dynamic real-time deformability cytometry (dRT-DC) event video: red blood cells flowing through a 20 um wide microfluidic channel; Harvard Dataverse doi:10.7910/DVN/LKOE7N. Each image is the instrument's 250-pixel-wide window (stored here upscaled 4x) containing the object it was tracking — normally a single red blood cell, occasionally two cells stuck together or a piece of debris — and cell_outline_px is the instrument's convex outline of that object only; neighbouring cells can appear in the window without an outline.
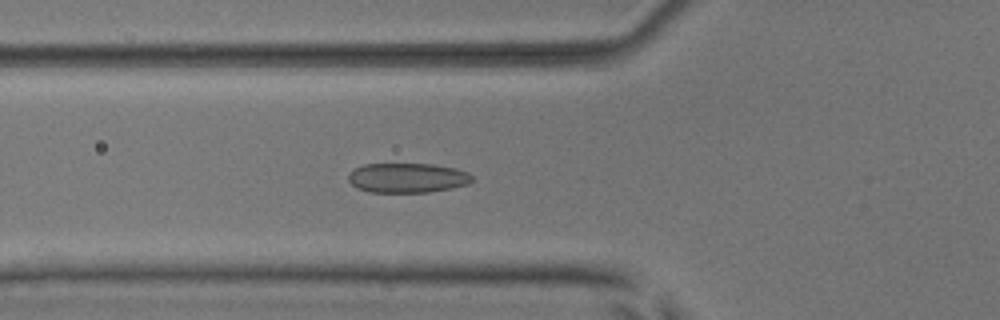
{"species": "common noctule bat (a hibernating species)", "species_latin": "Nyctalus noctula", "temperature_condition": "room temperature", "stored_images_in_passage": 44, "camera_frame_rate_fps": 3000, "um_per_image_px": 0.085, "animal": {"sex": "male", "body_mass_g": 17.9, "forearm_length_mm": 54.2}, "frame": {"image": 1, "passage_image": 19, "time_ms": 6.0, "image_size_px": [1000, 320], "cell_outline_px": [[472, 180], [468, 184], [452, 188], [428, 192], [368, 192], [356, 188], [348, 180], [348, 172], [364, 164], [432, 164], [456, 168], [468, 172], [472, 176]], "centroid_in_image_um": [34.61, 15.12], "position_along_channel_um": 91.2, "area_um2": 21.5}}
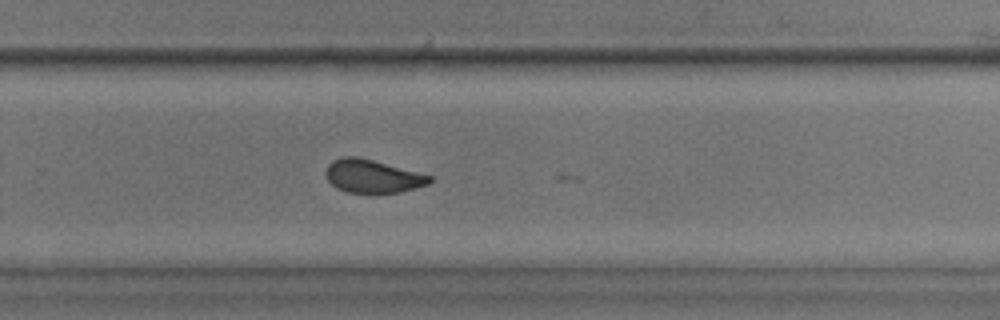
{"frame": {"image": 2, "passage_image": 35, "time_ms": 11.333, "image_size_px": [1000, 320], "cell_outline_px": [[432, 180], [428, 184], [400, 192], [348, 192], [336, 188], [328, 180], [324, 172], [328, 164], [332, 160], [344, 156], [356, 156], [372, 160], [432, 176]], "centroid_in_image_um": [31.62, 14.97], "position_along_channel_um": 298.2, "area_um2": 19.77}}
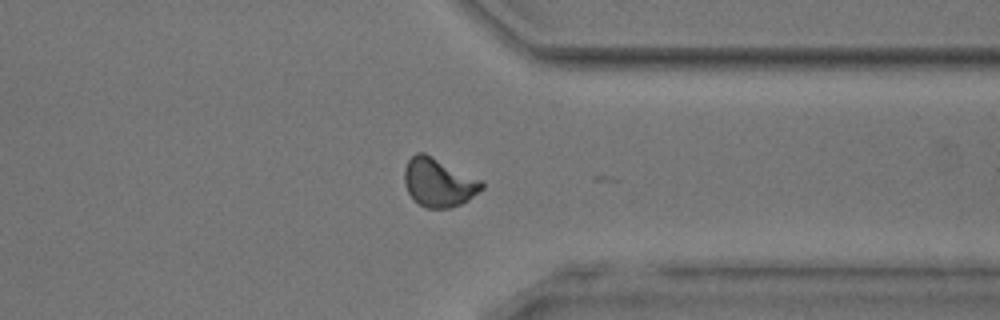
{"frame": {"image": 3, "passage_image": 41, "time_ms": 13.333, "image_size_px": [1000, 320], "cell_outline_px": [[484, 188], [468, 200], [460, 204], [448, 208], [424, 208], [408, 192], [404, 184], [404, 168], [408, 160], [416, 152], [424, 152], [484, 180]], "centroid_in_image_um": [37.31, 15.49], "position_along_channel_um": 374.1, "area_um2": 22.08}, "authors_computed_cell_mechanics": {"area_um2": 21.4438, "velocity_mm_per_s": 3.8952, "shape_relaxation_time_tau1_ms": 9.5294, "shape_relaxation_time_tau2_ms": 1.0258, "deformation_change_tau1": 0.2038, "deformation_change_tau2": 0.0696}}